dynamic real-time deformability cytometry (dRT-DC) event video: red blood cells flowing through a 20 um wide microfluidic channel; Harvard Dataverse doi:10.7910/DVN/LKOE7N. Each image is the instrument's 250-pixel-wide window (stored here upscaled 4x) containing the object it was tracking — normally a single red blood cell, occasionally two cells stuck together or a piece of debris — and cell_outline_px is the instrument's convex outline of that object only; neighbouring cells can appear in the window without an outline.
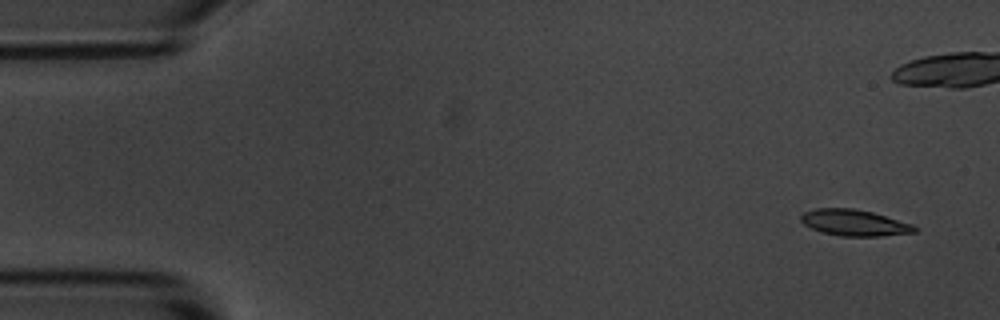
{"species": "common noctule bat (a hibernating species)", "species_latin": "Nyctalus noctula", "temperature_condition": "room temperature", "stored_images_in_passage": 6, "camera_frame_rate_fps": 3000, "um_per_image_px": 0.085, "animal": {"sex": "male", "body_mass_g": 20.1, "forearm_length_mm": 53.5}, "frame": {"image": 1, "passage_image": 1, "time_ms": 0.0, "image_size_px": [1000, 320], "cell_outline_px": [[920, 228], [916, 232], [880, 236], [840, 236], [824, 232], [812, 228], [804, 224], [800, 220], [800, 216], [804, 212], [816, 208], [852, 208], [872, 212], [912, 224]], "centroid_in_image_um": [72.63, 18.93], "position_along_channel_um": 12.4, "area_um2": 17.28}}